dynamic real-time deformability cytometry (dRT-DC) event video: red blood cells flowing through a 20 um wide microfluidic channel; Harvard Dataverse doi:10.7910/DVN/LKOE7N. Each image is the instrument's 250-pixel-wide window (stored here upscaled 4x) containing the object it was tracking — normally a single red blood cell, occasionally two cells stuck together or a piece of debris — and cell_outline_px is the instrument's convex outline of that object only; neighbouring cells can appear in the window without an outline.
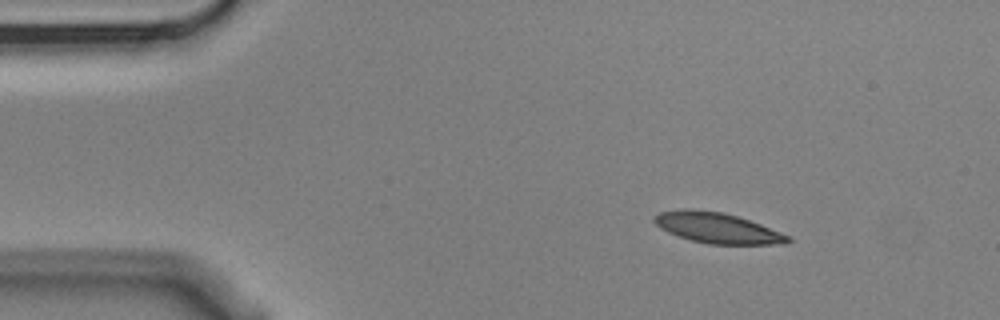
{"species": "Egyptian fruit bat (a non-hibernating species)", "species_latin": "Rousettus aegyptiacus", "temperature_condition": "cold", "stored_images_in_passage": 4, "camera_frame_rate_fps": 3000, "um_per_image_px": 0.085, "animal": {"sex": "male"}, "frame": {"image": 1, "passage_image": 1, "time_ms": 0.0, "image_size_px": [1000, 320], "cell_outline_px": [[792, 240], [788, 244], [708, 244], [692, 240], [668, 232], [660, 228], [652, 220], [652, 216], [660, 212], [684, 208], [720, 212], [736, 216], [760, 224], [780, 232], [788, 236]], "centroid_in_image_um": [60.94, 19.37], "position_along_channel_um": 24.1, "area_um2": 23.52}}
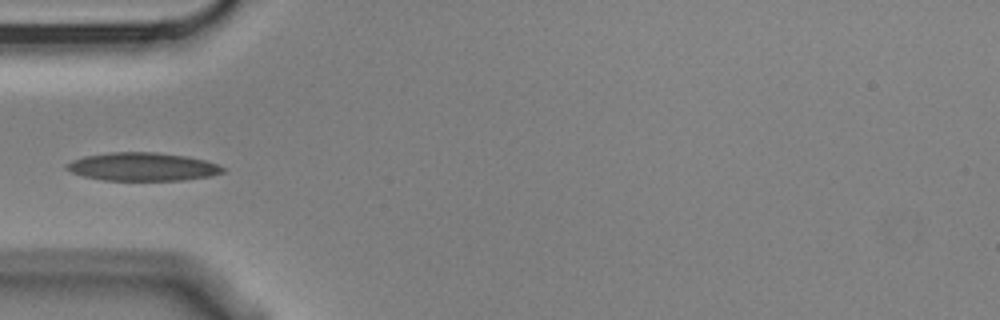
{"frame": {"image": 2, "passage_image": 4, "time_ms": 1.0, "image_size_px": [1000, 320], "cell_outline_px": [[224, 172], [212, 176], [184, 180], [104, 180], [84, 176], [72, 172], [64, 168], [72, 160], [84, 156], [108, 152], [156, 152], [184, 156], [204, 160], [216, 164], [224, 168]], "centroid_in_image_um": [12.11, 14.17], "position_along_channel_um": 72.9, "area_um2": 25.55}}